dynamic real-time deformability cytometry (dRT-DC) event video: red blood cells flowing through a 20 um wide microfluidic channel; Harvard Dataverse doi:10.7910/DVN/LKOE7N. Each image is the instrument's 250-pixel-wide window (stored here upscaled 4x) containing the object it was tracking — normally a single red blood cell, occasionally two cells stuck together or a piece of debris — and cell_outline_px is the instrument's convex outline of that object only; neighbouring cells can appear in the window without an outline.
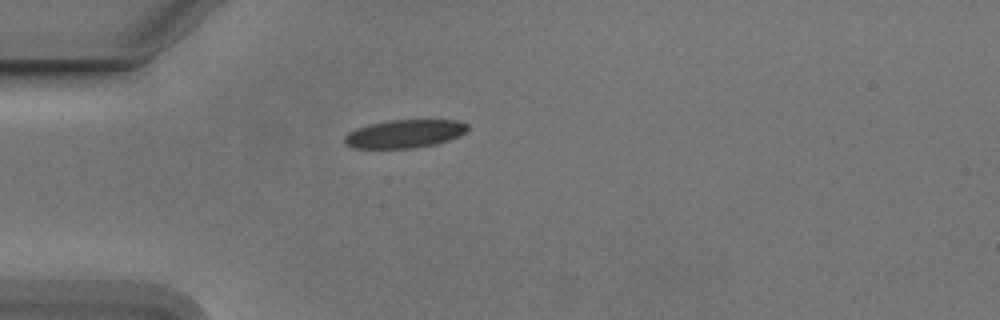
{"species": "Egyptian fruit bat (a non-hibernating species)", "species_latin": "Rousettus aegyptiacus", "temperature_condition": "cold", "stored_images_in_passage": 40, "camera_frame_rate_fps": 3000, "um_per_image_px": 0.085, "animal": {"sex": "male"}, "frame": {"image": 1, "passage_image": 1, "time_ms": 0.0, "image_size_px": [1000, 320], "cell_outline_px": [[468, 128], [460, 136], [436, 144], [416, 148], [352, 148], [344, 144], [344, 136], [348, 132], [356, 128], [388, 120], [460, 120], [468, 124]], "centroid_in_image_um": [34.39, 11.37], "position_along_channel_um": 50.6, "area_um2": 20.35}}
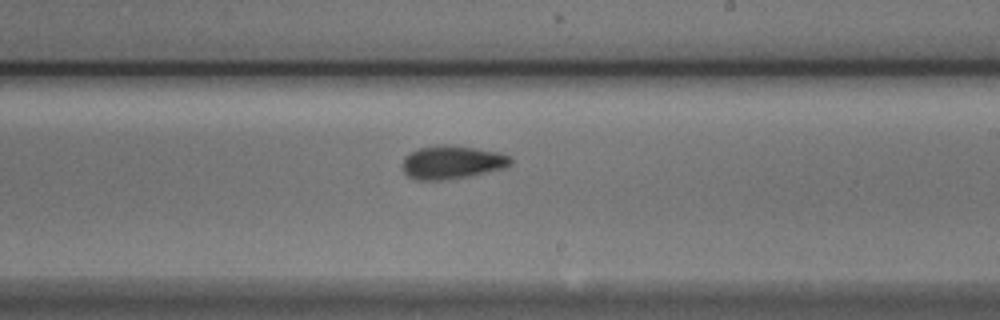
{"frame": {"image": 2, "passage_image": 18, "time_ms": 5.667, "image_size_px": [1000, 320], "cell_outline_px": [[512, 164], [504, 168], [468, 176], [440, 180], [416, 180], [408, 176], [404, 172], [404, 156], [420, 148], [440, 144], [452, 144], [500, 152], [512, 156]], "centroid_in_image_um": [38.46, 13.78], "position_along_channel_um": 250.5, "area_um2": 21.04}}
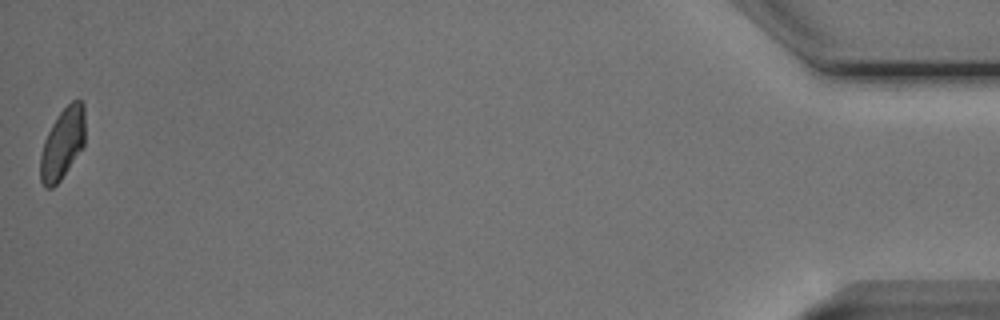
{"frame": {"image": 3, "passage_image": 40, "time_ms": 13.0, "image_size_px": [1000, 320], "cell_outline_px": [[84, 144], [60, 180], [52, 188], [44, 188], [40, 180], [40, 156], [44, 140], [52, 124], [60, 112], [72, 100], [80, 100], [84, 104]], "centroid_in_image_um": [5.29, 12.21], "position_along_channel_um": 429.9, "area_um2": 18.26}, "authors_computed_cell_mechanics": {"area_um2": 19.8254, "velocity_mm_per_s": 3.7618, "shape_relaxation_time_tau1_ms": 4.7948, "shape_relaxation_time_tau2_ms": 3.4525, "deformation_change_tau1": 0.1171, "deformation_change_tau2": 0.0862}}